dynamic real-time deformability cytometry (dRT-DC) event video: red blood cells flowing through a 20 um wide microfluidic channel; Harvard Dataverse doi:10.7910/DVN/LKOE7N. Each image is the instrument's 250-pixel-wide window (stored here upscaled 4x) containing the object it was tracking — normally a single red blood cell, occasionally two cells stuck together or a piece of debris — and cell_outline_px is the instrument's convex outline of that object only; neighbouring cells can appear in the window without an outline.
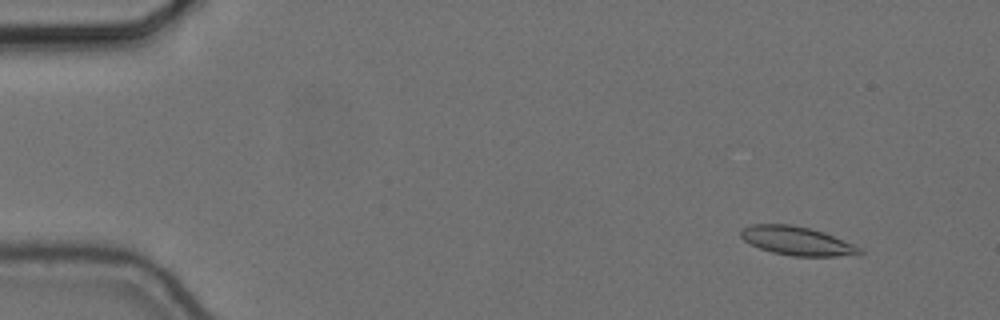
{"species": "common noctule bat (a hibernating species)", "species_latin": "Nyctalus noctula", "temperature_condition": "cold", "stored_images_in_passage": 19, "camera_frame_rate_fps": 3000, "um_per_image_px": 0.085, "animal": {"sex": "female", "body_mass_g": 24.6, "forearm_length_mm": 56.2}, "frame": {"image": 1, "passage_image": 6, "time_ms": 1.667, "image_size_px": [1000, 320], "cell_outline_px": [[864, 252], [860, 256], [792, 256], [772, 252], [760, 248], [744, 240], [740, 236], [740, 228], [752, 224], [792, 224], [824, 232], [852, 244], [860, 248]], "centroid_in_image_um": [67.75, 20.48], "position_along_channel_um": 17.2, "area_um2": 19.94}}
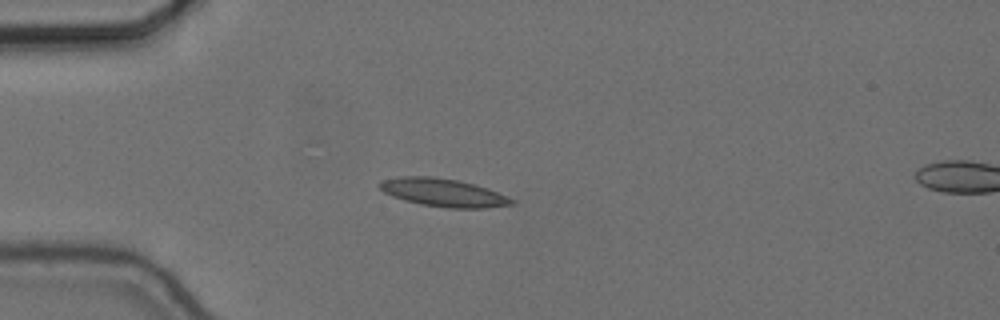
{"frame": {"image": 2, "passage_image": 16, "time_ms": 5.0, "image_size_px": [1000, 320], "cell_outline_px": [[516, 204], [484, 208], [448, 208], [420, 204], [404, 200], [392, 196], [384, 192], [376, 184], [384, 180], [400, 176], [432, 176], [460, 180], [488, 188], [516, 200]], "centroid_in_image_um": [37.69, 16.37], "position_along_channel_um": 47.3, "area_um2": 21.73}}